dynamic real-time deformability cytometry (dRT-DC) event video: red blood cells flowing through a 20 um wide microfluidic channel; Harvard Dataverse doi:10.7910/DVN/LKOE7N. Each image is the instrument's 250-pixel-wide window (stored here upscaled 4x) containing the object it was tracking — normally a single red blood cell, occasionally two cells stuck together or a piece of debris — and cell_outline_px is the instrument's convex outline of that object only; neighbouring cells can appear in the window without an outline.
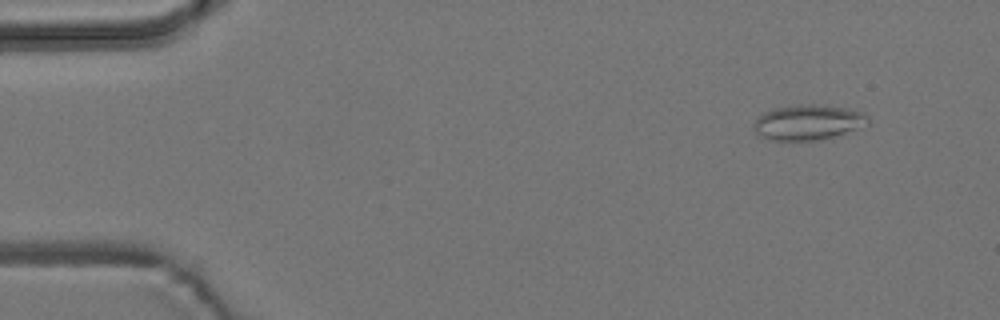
{"species": "common noctule bat (a hibernating species)", "species_latin": "Nyctalus noctula", "temperature_condition": "room temperature", "stored_images_in_passage": 5, "camera_frame_rate_fps": 3000, "um_per_image_px": 0.085, "animal": {"sex": "male", "body_mass_g": 19.2, "forearm_length_mm": 51.8}, "frame": {"image": 1, "passage_image": 2, "time_ms": 1.0, "image_size_px": [1000, 320], "cell_outline_px": [[872, 124], [824, 140], [768, 140], [756, 132], [752, 124], [764, 112], [776, 108], [800, 104], [812, 104], [844, 108], [860, 112], [868, 116]], "centroid_in_image_um": [68.73, 10.41], "position_along_channel_um": 16.3, "area_um2": 23.47}}
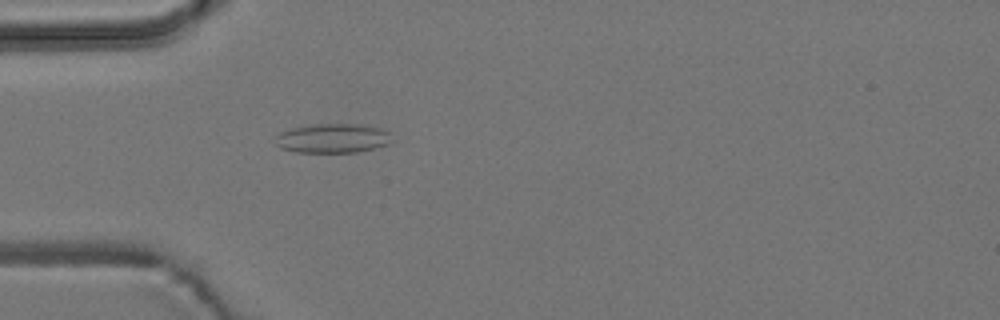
{"frame": {"image": 2, "passage_image": 5, "time_ms": 4.667, "image_size_px": [1000, 320], "cell_outline_px": [[388, 144], [356, 152], [296, 152], [280, 148], [276, 144], [276, 136], [280, 132], [292, 128], [316, 124], [360, 124], [380, 128], [388, 132]], "centroid_in_image_um": [28.22, 11.75], "position_along_channel_um": 56.8, "area_um2": 19.54}}